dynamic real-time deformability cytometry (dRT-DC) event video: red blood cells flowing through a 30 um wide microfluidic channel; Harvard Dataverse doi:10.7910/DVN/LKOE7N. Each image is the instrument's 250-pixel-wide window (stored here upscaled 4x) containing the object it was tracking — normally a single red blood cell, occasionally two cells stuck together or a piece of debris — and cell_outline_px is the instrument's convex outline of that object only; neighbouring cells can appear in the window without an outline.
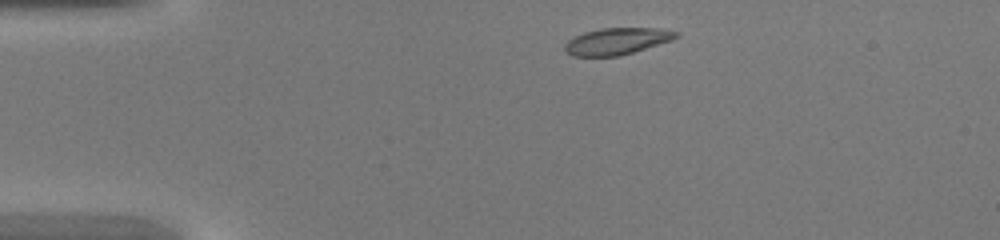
{"species": "common noctule bat (a hibernating species)", "species_latin": "Nyctalus noctula", "temperature_condition": "warm", "stored_images_in_passage": 37, "camera_frame_rate_fps": 3000, "um_per_image_px": 0.085, "animal": {"sex": "female", "body_mass_g": 20.0, "forearm_length_mm": 54.0}, "frame": {"image": 1, "passage_image": 2, "time_ms": 0.333, "image_size_px": [1000, 240], "cell_outline_px": [[680, 36], [672, 40], [620, 56], [572, 56], [564, 48], [564, 44], [568, 40], [584, 32], [600, 28], [660, 28], [680, 32]], "centroid_in_image_um": [52.47, 3.49], "position_along_channel_um": 32.5, "area_um2": 17.34}}
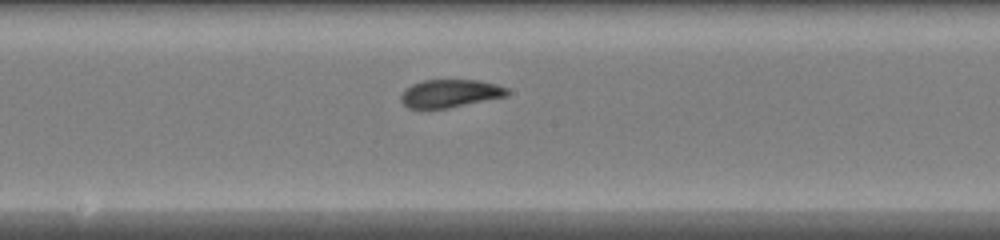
{"frame": {"image": 2, "passage_image": 17, "time_ms": 5.333, "image_size_px": [1000, 240], "cell_outline_px": [[512, 92], [508, 96], [448, 108], [408, 108], [400, 100], [400, 96], [404, 88], [412, 84], [424, 80], [476, 80], [496, 84], [508, 88]], "centroid_in_image_um": [38.27, 7.94], "position_along_channel_um": 209.9, "area_um2": 17.46}}
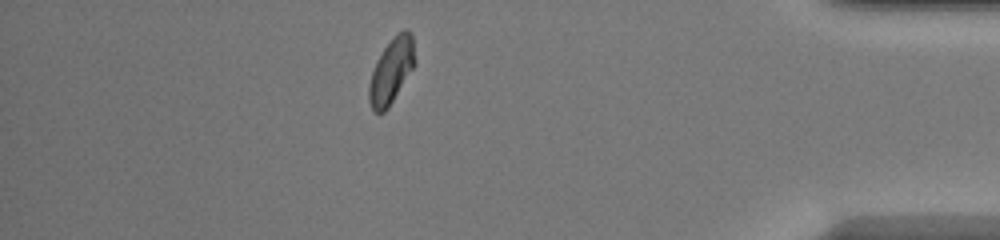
{"frame": {"image": 3, "passage_image": 32, "time_ms": 10.333, "image_size_px": [1000, 240], "cell_outline_px": [[416, 64], [388, 108], [384, 112], [372, 112], [368, 100], [368, 84], [376, 60], [392, 36], [396, 32], [404, 28], [408, 28], [412, 36], [416, 60]], "centroid_in_image_um": [33.27, 5.99], "position_along_channel_um": 401.9, "area_um2": 17.8}}